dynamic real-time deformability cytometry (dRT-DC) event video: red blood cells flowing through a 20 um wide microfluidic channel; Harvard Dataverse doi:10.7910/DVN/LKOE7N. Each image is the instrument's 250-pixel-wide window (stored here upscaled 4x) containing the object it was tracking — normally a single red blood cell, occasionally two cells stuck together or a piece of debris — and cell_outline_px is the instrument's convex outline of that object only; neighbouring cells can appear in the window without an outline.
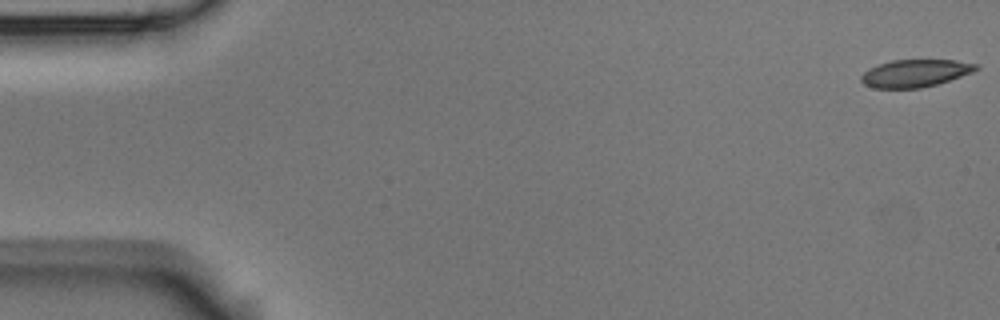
{"species": "Egyptian fruit bat (a non-hibernating species)", "species_latin": "Rousettus aegyptiacus", "temperature_condition": "room temperature", "stored_images_in_passage": 6, "camera_frame_rate_fps": 3000, "um_per_image_px": 0.085, "animal": {"sex": "male"}, "frame": {"image": 1, "passage_image": 1, "time_ms": 0.0, "image_size_px": [1000, 320], "cell_outline_px": [[980, 68], [972, 72], [936, 84], [920, 88], [872, 88], [864, 84], [860, 80], [860, 76], [868, 68], [892, 60], [956, 60], [980, 64]], "centroid_in_image_um": [77.78, 6.22], "position_along_channel_um": 7.2, "area_um2": 18.38}}